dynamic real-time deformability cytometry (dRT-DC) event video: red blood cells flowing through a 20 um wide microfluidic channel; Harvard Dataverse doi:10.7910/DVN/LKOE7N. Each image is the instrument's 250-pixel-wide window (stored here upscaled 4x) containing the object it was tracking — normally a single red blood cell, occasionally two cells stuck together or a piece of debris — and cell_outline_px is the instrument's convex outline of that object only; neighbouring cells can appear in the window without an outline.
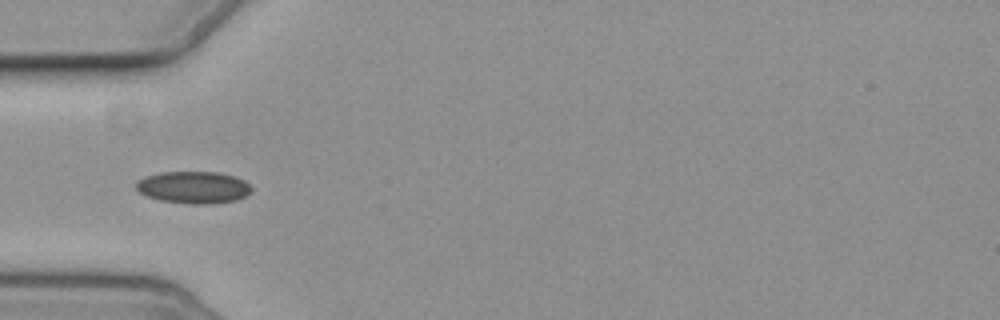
{"species": "common noctule bat (a hibernating species)", "species_latin": "Nyctalus noctula", "temperature_condition": "cold", "stored_images_in_passage": 7, "camera_frame_rate_fps": 3000, "um_per_image_px": 0.085, "animal": {"sex": "female", "body_mass_g": 19.3, "forearm_length_mm": 54.1}, "frame": {"image": 1, "passage_image": 6, "time_ms": 6.0, "image_size_px": [1000, 320], "cell_outline_px": [[252, 192], [236, 200], [212, 204], [192, 204], [160, 200], [148, 196], [140, 192], [136, 188], [136, 180], [144, 176], [160, 172], [220, 172], [236, 176], [244, 180], [252, 188]], "centroid_in_image_um": [16.46, 15.91], "position_along_channel_um": 68.5, "area_um2": 21.73}}
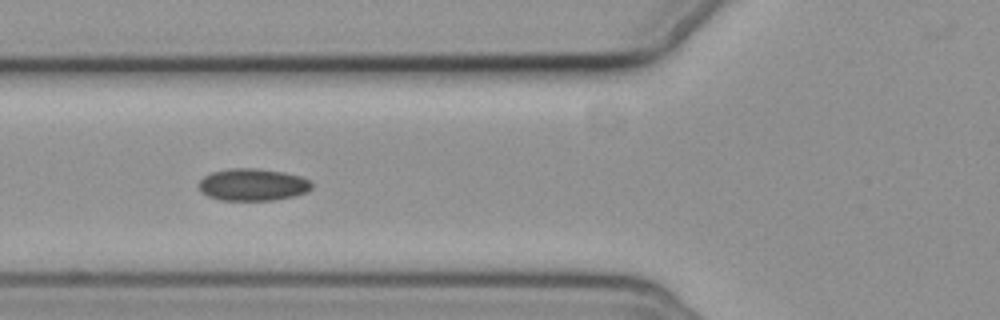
{"frame": {"image": 2, "passage_image": 7, "time_ms": 7.0, "image_size_px": [1000, 320], "cell_outline_px": [[312, 188], [308, 192], [292, 196], [272, 200], [220, 200], [208, 196], [200, 192], [200, 180], [204, 176], [212, 172], [232, 168], [256, 168], [284, 172], [300, 176], [312, 180]], "centroid_in_image_um": [21.51, 15.69], "position_along_channel_um": 104.3, "area_um2": 21.21}}